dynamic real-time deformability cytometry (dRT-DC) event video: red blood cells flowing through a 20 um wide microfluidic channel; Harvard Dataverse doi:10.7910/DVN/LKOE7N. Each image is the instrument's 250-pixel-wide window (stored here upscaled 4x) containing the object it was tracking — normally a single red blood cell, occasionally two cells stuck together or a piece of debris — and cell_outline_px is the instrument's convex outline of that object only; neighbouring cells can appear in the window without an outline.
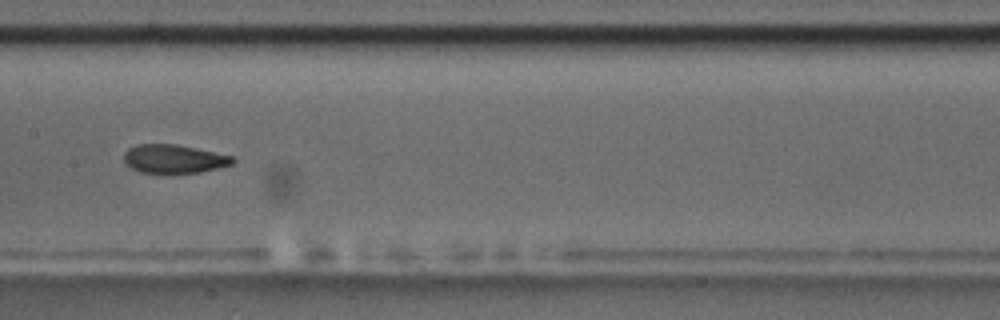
{"species": "common noctule bat (a hibernating species)", "species_latin": "Nyctalus noctula", "temperature_condition": "room temperature", "stored_images_in_passage": 9, "camera_frame_rate_fps": 3000, "um_per_image_px": 0.085, "animal": {"sex": "male", "body_mass_g": 17.5, "forearm_length_mm": 52.3}, "frame": {"image": 1, "passage_image": 8, "time_ms": 8.0, "image_size_px": [1000, 320], "cell_outline_px": [[236, 160], [232, 164], [200, 172], [168, 176], [164, 176], [140, 172], [132, 168], [124, 160], [124, 152], [128, 148], [136, 144], [176, 144], [236, 156]], "centroid_in_image_um": [14.79, 13.54], "position_along_channel_um": 192.6, "area_um2": 18.9}}
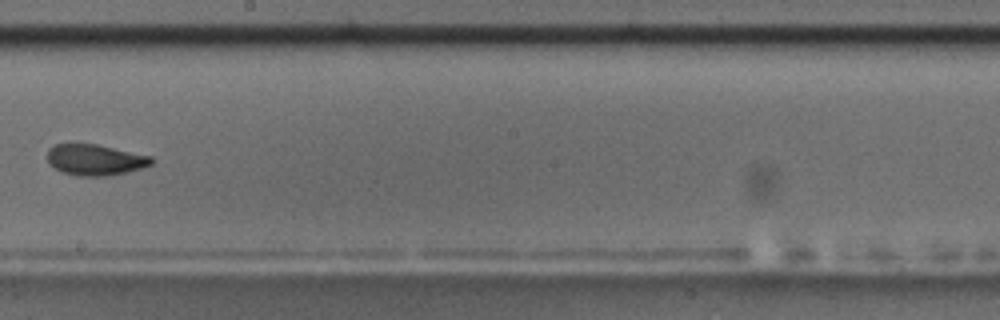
{"frame": {"image": 2, "passage_image": 9, "time_ms": 9.333, "image_size_px": [1000, 320], "cell_outline_px": [[152, 164], [144, 168], [128, 172], [108, 176], [80, 176], [60, 172], [48, 164], [48, 148], [56, 144], [96, 144], [152, 156]], "centroid_in_image_um": [8.08, 13.6], "position_along_channel_um": 240.1, "area_um2": 18.96}}